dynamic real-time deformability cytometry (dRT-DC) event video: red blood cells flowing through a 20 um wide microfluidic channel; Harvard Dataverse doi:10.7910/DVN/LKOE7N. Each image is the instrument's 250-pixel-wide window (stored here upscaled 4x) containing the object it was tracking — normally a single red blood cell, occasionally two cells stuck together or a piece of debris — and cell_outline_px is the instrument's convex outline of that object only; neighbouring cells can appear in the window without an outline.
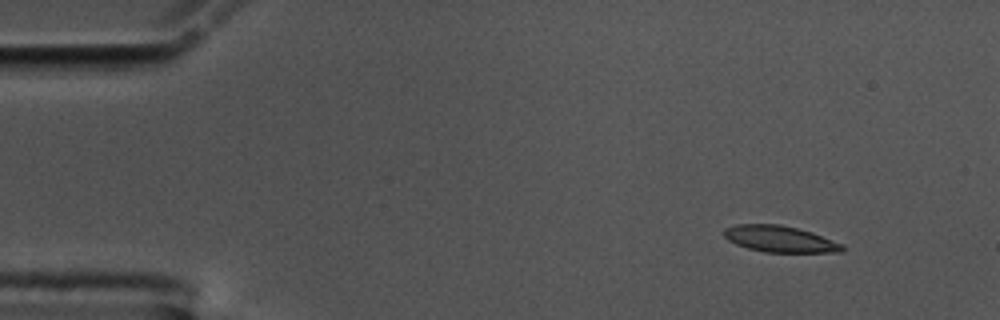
{"species": "common noctule bat (a hibernating species)", "species_latin": "Nyctalus noctula", "temperature_condition": "cold", "stored_images_in_passage": 13, "camera_frame_rate_fps": 3000, "um_per_image_px": 0.085, "animal": {"sex": "male", "body_mass_g": 17.5, "forearm_length_mm": 52.3}, "frame": {"image": 1, "passage_image": 6, "time_ms": 1.667, "image_size_px": [1000, 320], "cell_outline_px": [[844, 252], [764, 252], [748, 248], [736, 244], [728, 240], [724, 236], [724, 228], [736, 224], [780, 224], [812, 232], [844, 244]], "centroid_in_image_um": [66.3, 20.31], "position_along_channel_um": 18.7, "area_um2": 18.21}}